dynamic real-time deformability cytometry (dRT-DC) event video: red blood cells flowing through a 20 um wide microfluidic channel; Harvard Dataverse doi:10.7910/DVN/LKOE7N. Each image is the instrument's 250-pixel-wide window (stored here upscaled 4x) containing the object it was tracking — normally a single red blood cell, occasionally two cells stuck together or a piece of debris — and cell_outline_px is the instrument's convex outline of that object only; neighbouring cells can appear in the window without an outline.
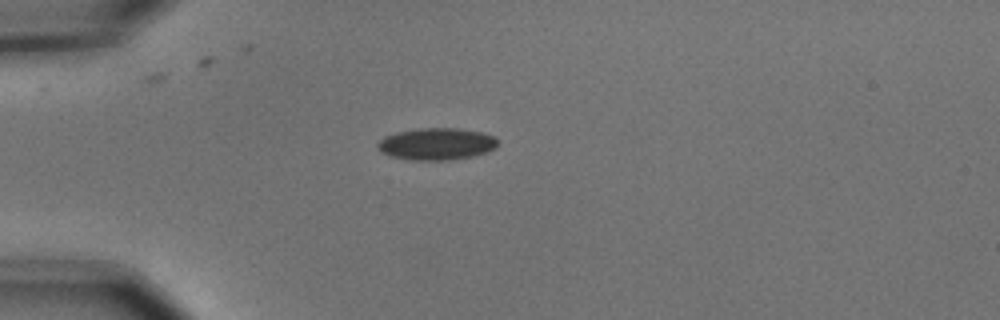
{"species": "common noctule bat (a hibernating species)", "species_latin": "Nyctalus noctula", "temperature_condition": "cold", "stored_images_in_passage": 1, "camera_frame_rate_fps": 3000, "um_per_image_px": 0.085, "animal": {"sex": "male", "body_mass_g": 15.6}, "frame": {"image": 1, "passage_image": 1, "time_ms": 0.0, "image_size_px": [1000, 320], "cell_outline_px": [[500, 144], [496, 148], [488, 152], [472, 156], [448, 160], [408, 160], [388, 156], [380, 152], [376, 148], [376, 144], [384, 136], [396, 132], [420, 128], [456, 128], [480, 132], [496, 136], [500, 140]], "centroid_in_image_um": [37.11, 12.24], "position_along_channel_um": 47.9, "area_um2": 22.83}}